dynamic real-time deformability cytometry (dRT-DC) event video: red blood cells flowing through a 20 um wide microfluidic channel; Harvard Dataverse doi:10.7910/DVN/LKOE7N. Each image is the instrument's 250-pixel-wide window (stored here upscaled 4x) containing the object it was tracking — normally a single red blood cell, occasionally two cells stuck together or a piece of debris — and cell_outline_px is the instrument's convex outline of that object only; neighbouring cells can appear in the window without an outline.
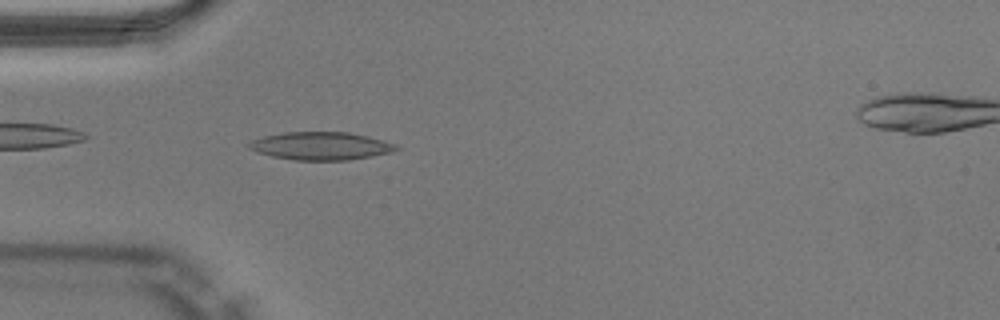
{"species": "Egyptian fruit bat (a non-hibernating species)", "species_latin": "Rousettus aegyptiacus", "temperature_condition": "warm", "stored_images_in_passage": 36, "camera_frame_rate_fps": 3000, "um_per_image_px": 0.085, "animal": {"sex": "male"}, "frame": {"image": 1, "passage_image": 1, "time_ms": 0.0, "image_size_px": [1000, 320], "cell_outline_px": [[400, 148], [392, 152], [372, 156], [348, 160], [292, 160], [272, 156], [256, 152], [248, 148], [248, 144], [252, 140], [264, 136], [284, 132], [348, 132], [368, 136], [396, 144]], "centroid_in_image_um": [27.27, 12.41], "position_along_channel_um": 57.7, "area_um2": 23.99}}
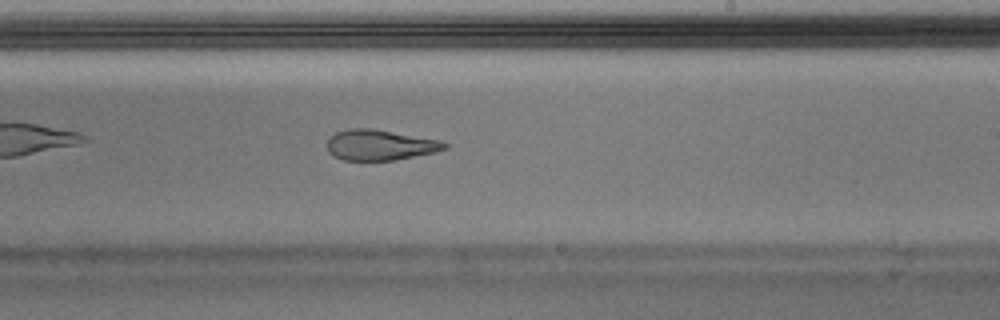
{"frame": {"image": 2, "passage_image": 16, "time_ms": 5.0, "image_size_px": [1000, 320], "cell_outline_px": [[448, 148], [436, 152], [396, 160], [344, 160], [332, 156], [328, 152], [328, 140], [336, 132], [352, 128], [372, 128], [440, 140], [448, 144]], "centroid_in_image_um": [32.32, 12.33], "position_along_channel_um": 256.7, "area_um2": 20.92}}
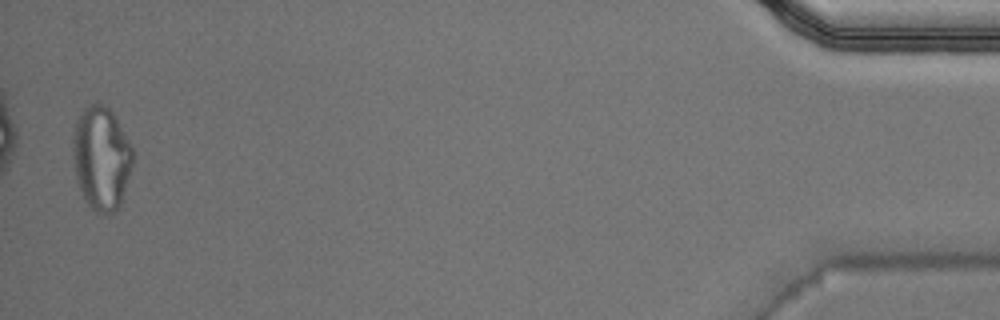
{"frame": {"image": 3, "passage_image": 35, "time_ms": 11.333, "image_size_px": [1000, 320], "cell_outline_px": [[132, 164], [120, 204], [112, 212], [96, 212], [84, 200], [76, 180], [72, 152], [72, 140], [76, 120], [80, 112], [84, 108], [92, 104], [104, 104], [112, 112], [132, 144]], "centroid_in_image_um": [8.59, 13.41], "position_along_channel_um": 426.6, "area_um2": 35.95}, "authors_computed_cell_mechanics": {"area_um2": 23.2067, "velocity_mm_per_s": 4.0509, "shape_relaxation_time_tau1_ms": null, "shape_relaxation_time_tau2_ms": 2.9138, "deformation_change_tau1": null, "deformation_change_tau2": 0.1117}}